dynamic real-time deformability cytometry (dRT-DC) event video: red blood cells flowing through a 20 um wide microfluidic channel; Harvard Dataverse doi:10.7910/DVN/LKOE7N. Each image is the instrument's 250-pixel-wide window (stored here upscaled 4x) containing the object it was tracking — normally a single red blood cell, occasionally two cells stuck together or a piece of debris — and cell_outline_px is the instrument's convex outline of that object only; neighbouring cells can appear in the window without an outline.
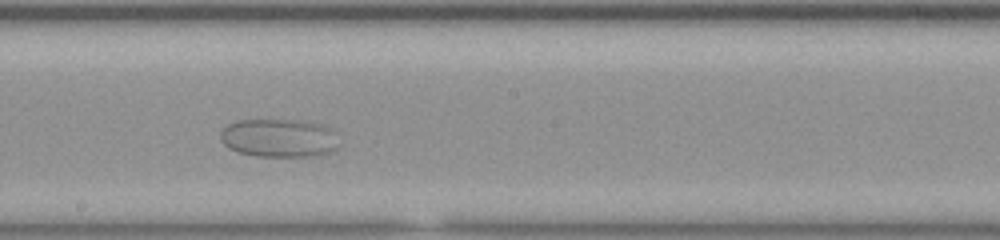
{"species": "common noctule bat (a hibernating species)", "species_latin": "Nyctalus noctula", "temperature_condition": "room temperature", "stored_images_in_passage": 41, "camera_frame_rate_fps": 3000, "um_per_image_px": 0.085, "animal": {"sex": "female", "body_mass_g": 23.0, "forearm_length_mm": 53.4}, "frame": {"image": 1, "passage_image": 17, "time_ms": 5.333, "image_size_px": [1000, 240], "cell_outline_px": [[336, 148], [328, 152], [308, 156], [256, 156], [240, 152], [224, 144], [220, 136], [220, 132], [228, 124], [236, 120], [300, 120], [320, 124], [332, 128]], "centroid_in_image_um": [23.67, 11.71], "position_along_channel_um": 224.5, "area_um2": 26.01}}